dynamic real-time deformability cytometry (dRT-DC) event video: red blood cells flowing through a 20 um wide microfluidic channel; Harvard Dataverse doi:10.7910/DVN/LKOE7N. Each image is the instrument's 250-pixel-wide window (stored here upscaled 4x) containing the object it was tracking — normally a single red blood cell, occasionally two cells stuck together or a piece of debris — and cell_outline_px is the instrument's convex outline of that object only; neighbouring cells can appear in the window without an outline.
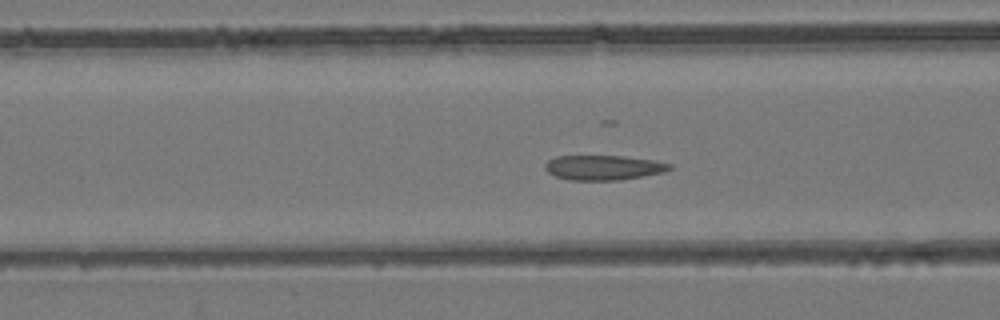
{"species": "common noctule bat (a hibernating species)", "species_latin": "Nyctalus noctula", "temperature_condition": "room temperature", "stored_images_in_passage": 53, "camera_frame_rate_fps": 3000, "um_per_image_px": 0.085, "animal": {"sex": "female", "body_mass_g": 24.6, "forearm_length_mm": 56.2}, "frame": {"image": 1, "passage_image": 21, "time_ms": 6.667, "image_size_px": [1000, 320], "cell_outline_px": [[672, 168], [664, 172], [620, 180], [568, 180], [556, 176], [548, 172], [544, 168], [544, 164], [548, 160], [556, 156], [624, 156], [652, 160], [672, 164]], "centroid_in_image_um": [51.27, 14.24], "position_along_channel_um": 115.3, "area_um2": 17.98}}
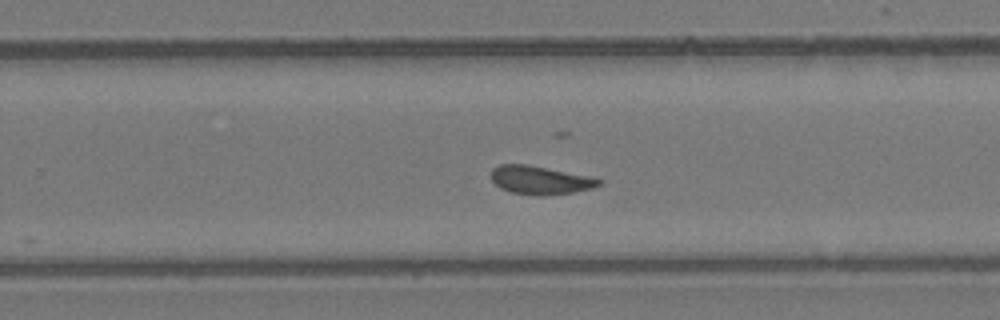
{"frame": {"image": 2, "passage_image": 34, "time_ms": 11.0, "image_size_px": [1000, 320], "cell_outline_px": [[604, 180], [600, 184], [592, 188], [572, 192], [536, 196], [512, 192], [500, 188], [492, 180], [492, 168], [500, 164], [528, 164], [592, 176]], "centroid_in_image_um": [45.93, 15.29], "position_along_channel_um": 283.9, "area_um2": 17.86}}
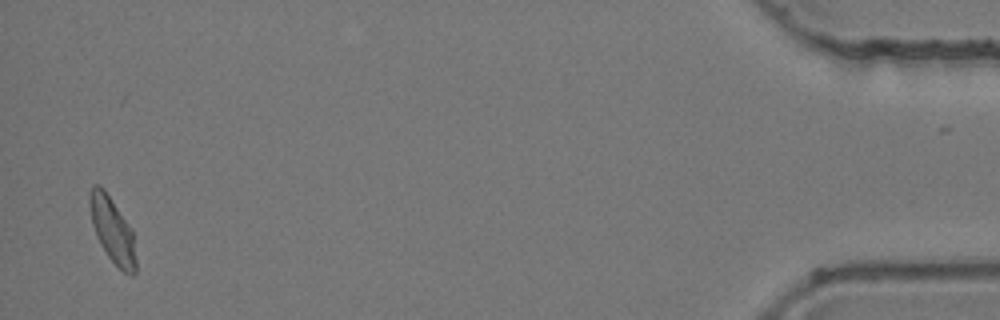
{"frame": {"image": 3, "passage_image": 52, "time_ms": 17.0, "image_size_px": [1000, 320], "cell_outline_px": [[136, 272], [132, 276], [124, 272], [108, 256], [100, 244], [96, 236], [92, 224], [88, 204], [88, 192], [92, 184], [100, 184], [104, 188], [132, 228], [136, 260]], "centroid_in_image_um": [9.53, 19.5], "position_along_channel_um": 425.7, "area_um2": 17.92}}